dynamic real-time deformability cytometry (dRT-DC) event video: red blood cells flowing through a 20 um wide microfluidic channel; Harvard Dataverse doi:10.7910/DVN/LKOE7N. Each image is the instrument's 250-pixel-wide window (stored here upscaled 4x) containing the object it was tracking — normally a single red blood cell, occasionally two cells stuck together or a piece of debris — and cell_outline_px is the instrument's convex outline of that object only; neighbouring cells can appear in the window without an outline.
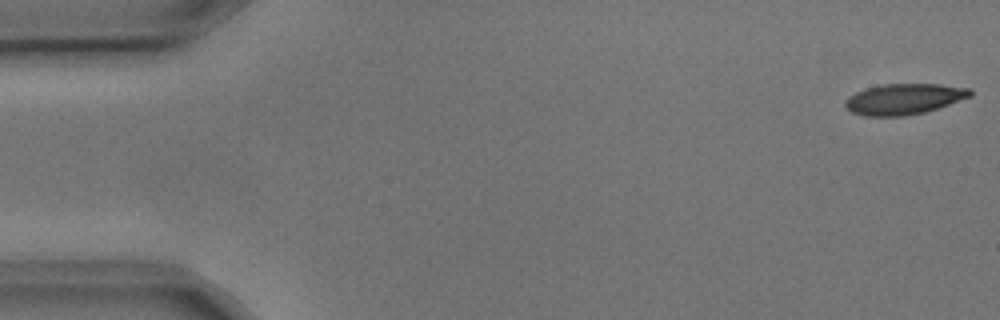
{"species": "common noctule bat (a hibernating species)", "species_latin": "Nyctalus noctula", "temperature_condition": "cold", "stored_images_in_passage": 9, "camera_frame_rate_fps": 3000, "um_per_image_px": 0.085, "animal": {"sex": "male", "body_mass_g": 17.9, "forearm_length_mm": 54.2}, "frame": {"image": 1, "passage_image": 1, "time_ms": 0.0, "image_size_px": [1000, 320], "cell_outline_px": [[972, 96], [924, 112], [904, 116], [864, 116], [852, 112], [844, 108], [844, 100], [848, 96], [856, 92], [868, 88], [884, 84], [940, 84], [972, 88]], "centroid_in_image_um": [76.82, 8.42], "position_along_channel_um": 8.2, "area_um2": 22.43}}
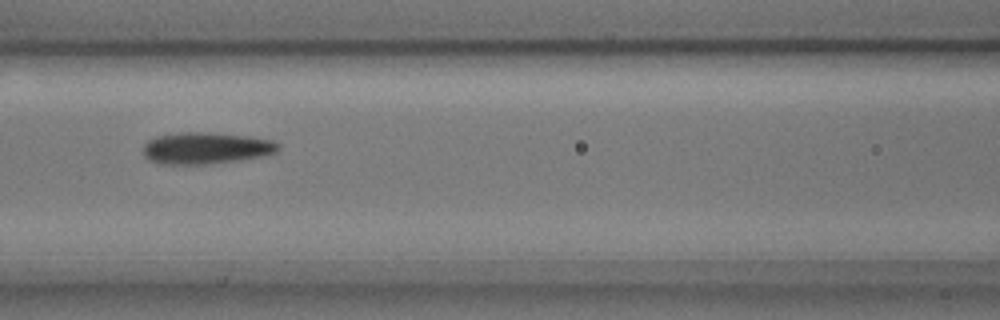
{"frame": {"image": 2, "passage_image": 7, "time_ms": 2.0, "image_size_px": [1000, 320], "cell_outline_px": [[280, 148], [276, 152], [264, 156], [240, 160], [212, 164], [156, 164], [148, 160], [144, 156], [144, 144], [148, 140], [156, 136], [184, 132], [200, 132], [252, 136], [272, 140], [280, 144]], "centroid_in_image_um": [17.52, 12.6], "position_along_channel_um": 149.1, "area_um2": 25.2}}
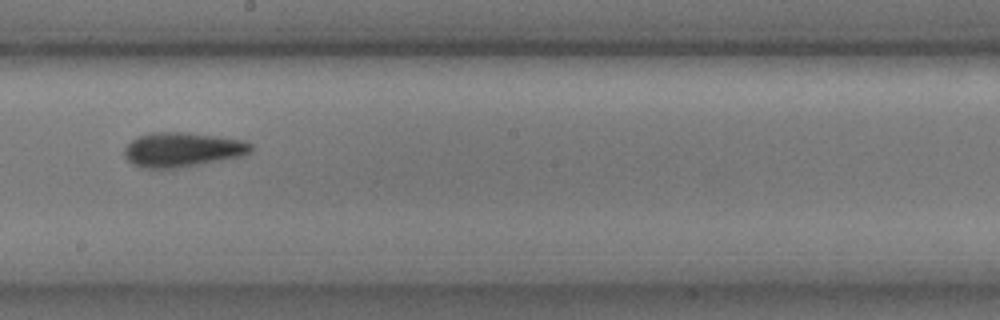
{"frame": {"image": 3, "passage_image": 9, "time_ms": 2.667, "image_size_px": [1000, 320], "cell_outline_px": [[252, 148], [248, 152], [240, 156], [200, 164], [176, 168], [140, 168], [132, 164], [124, 156], [124, 148], [136, 136], [152, 132], [184, 132], [216, 136], [244, 140], [252, 144]], "centroid_in_image_um": [15.44, 12.71], "position_along_channel_um": 232.8, "area_um2": 25.37}}